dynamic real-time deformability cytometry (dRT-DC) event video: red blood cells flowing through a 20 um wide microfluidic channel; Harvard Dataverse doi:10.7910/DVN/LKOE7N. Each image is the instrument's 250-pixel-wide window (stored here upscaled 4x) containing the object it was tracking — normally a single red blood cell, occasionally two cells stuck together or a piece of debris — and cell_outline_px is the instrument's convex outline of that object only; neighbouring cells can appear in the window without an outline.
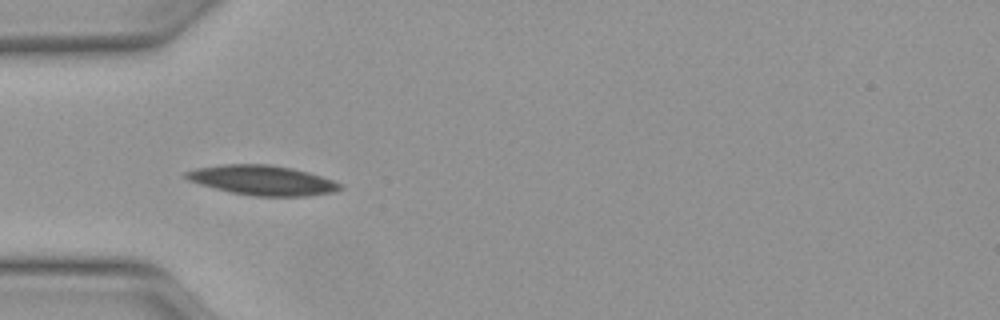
{"species": "Egyptian fruit bat (a non-hibernating species)", "species_latin": "Rousettus aegyptiacus", "temperature_condition": "warm", "stored_images_in_passage": 26, "camera_frame_rate_fps": 3000, "um_per_image_px": 0.085, "animal": {"sex": "female"}, "frame": {"image": 1, "passage_image": 5, "time_ms": 1.333, "image_size_px": [1000, 320], "cell_outline_px": [[344, 188], [336, 192], [308, 196], [252, 196], [232, 192], [200, 184], [188, 180], [184, 176], [184, 172], [196, 168], [220, 164], [268, 164], [292, 168], [308, 172], [332, 180], [340, 184]], "centroid_in_image_um": [22.31, 15.32], "position_along_channel_um": 62.7, "area_um2": 26.7}}
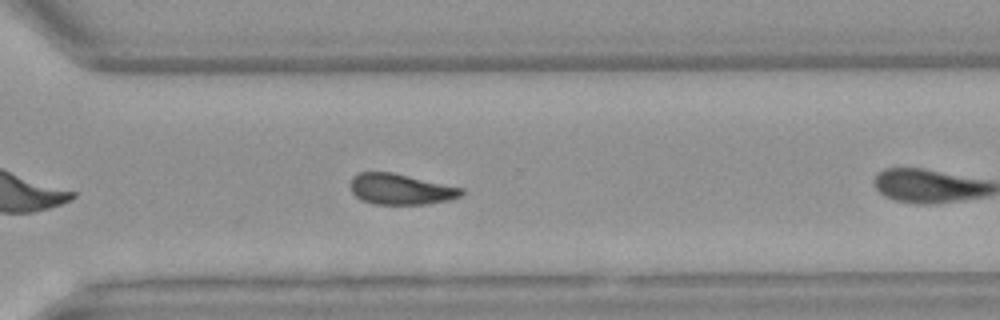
{"frame": {"image": 2, "passage_image": 22, "time_ms": 7.0, "image_size_px": [1000, 320], "cell_outline_px": [[464, 192], [460, 196], [452, 200], [424, 204], [372, 204], [356, 196], [352, 192], [348, 184], [352, 176], [360, 172], [392, 172], [464, 188]], "centroid_in_image_um": [34.05, 16.07], "position_along_channel_um": 336.6, "area_um2": 20.06}}